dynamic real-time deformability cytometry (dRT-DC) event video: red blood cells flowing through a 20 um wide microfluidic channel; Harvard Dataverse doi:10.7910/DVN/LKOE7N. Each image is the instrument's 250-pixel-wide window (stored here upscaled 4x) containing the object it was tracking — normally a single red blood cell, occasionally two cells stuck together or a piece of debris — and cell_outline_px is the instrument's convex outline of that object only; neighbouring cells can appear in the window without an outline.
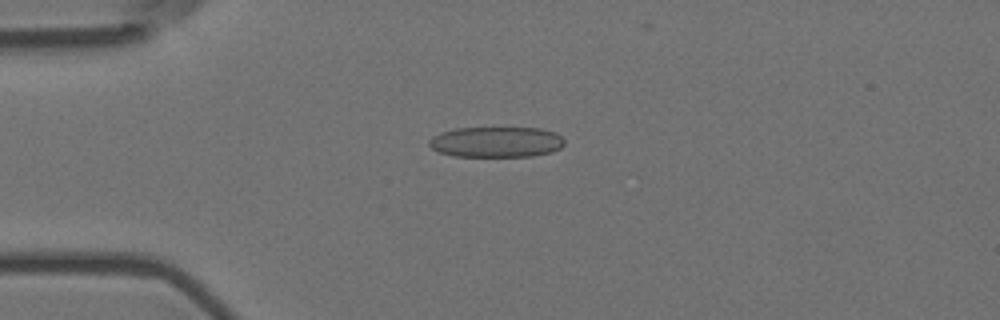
{"species": "Egyptian fruit bat (a non-hibernating species)", "species_latin": "Rousettus aegyptiacus", "temperature_condition": "room temperature", "stored_images_in_passage": 43, "camera_frame_rate_fps": 3000, "um_per_image_px": 0.085, "animal": {"sex": "female"}, "frame": {"image": 1, "passage_image": 1, "time_ms": 0.0, "image_size_px": [1000, 320], "cell_outline_px": [[564, 144], [560, 148], [552, 152], [532, 156], [452, 156], [440, 152], [432, 148], [428, 144], [428, 140], [432, 136], [440, 132], [456, 128], [540, 128], [556, 132], [564, 140]], "centroid_in_image_um": [42.17, 12.06], "position_along_channel_um": 42.8, "area_um2": 24.22}}
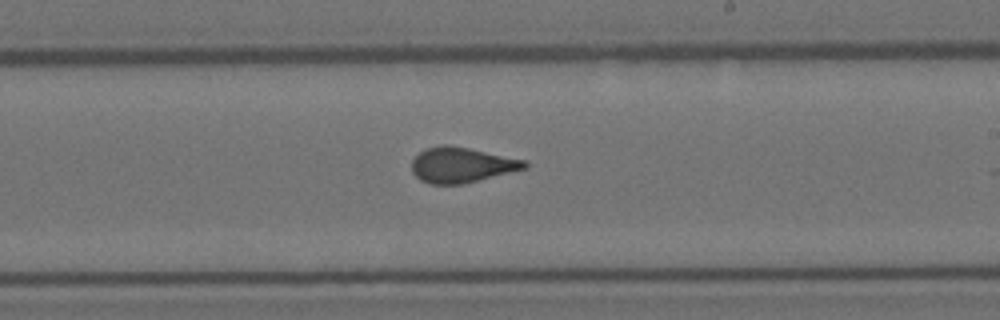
{"frame": {"image": 2, "passage_image": 20, "time_ms": 6.333, "image_size_px": [1000, 320], "cell_outline_px": [[528, 168], [464, 184], [428, 184], [420, 180], [412, 172], [412, 160], [420, 152], [428, 148], [440, 144], [448, 144], [528, 160]], "centroid_in_image_um": [39.26, 14.02], "position_along_channel_um": 249.7, "area_um2": 23.41}}
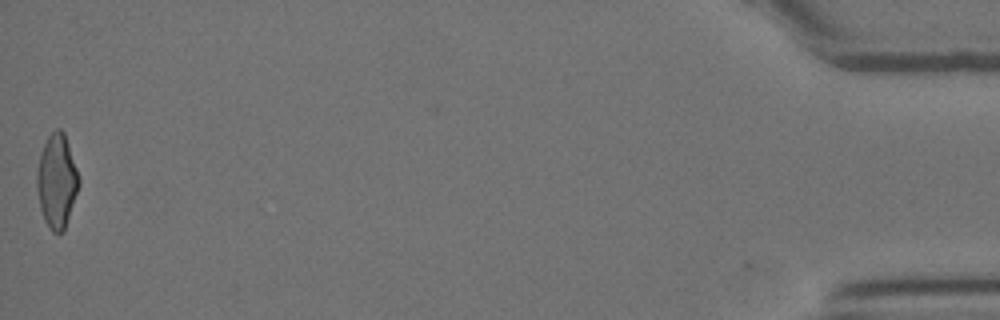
{"frame": {"image": 3, "passage_image": 43, "time_ms": 14.0, "image_size_px": [1000, 320], "cell_outline_px": [[80, 184], [64, 232], [52, 232], [44, 220], [40, 208], [36, 188], [36, 172], [40, 152], [48, 136], [56, 128], [60, 128], [64, 132], [80, 180]], "centroid_in_image_um": [4.81, 15.4], "position_along_channel_um": 430.4, "area_um2": 23.0}, "authors_computed_cell_mechanics": {"area_um2": 23.1778, "velocity_mm_per_s": 3.6182, "shape_relaxation_time_tau1_ms": 9.9152, "shape_relaxation_time_tau2_ms": 1.0055, "deformation_change_tau1": 0.2037, "deformation_change_tau2": 0.0819}}